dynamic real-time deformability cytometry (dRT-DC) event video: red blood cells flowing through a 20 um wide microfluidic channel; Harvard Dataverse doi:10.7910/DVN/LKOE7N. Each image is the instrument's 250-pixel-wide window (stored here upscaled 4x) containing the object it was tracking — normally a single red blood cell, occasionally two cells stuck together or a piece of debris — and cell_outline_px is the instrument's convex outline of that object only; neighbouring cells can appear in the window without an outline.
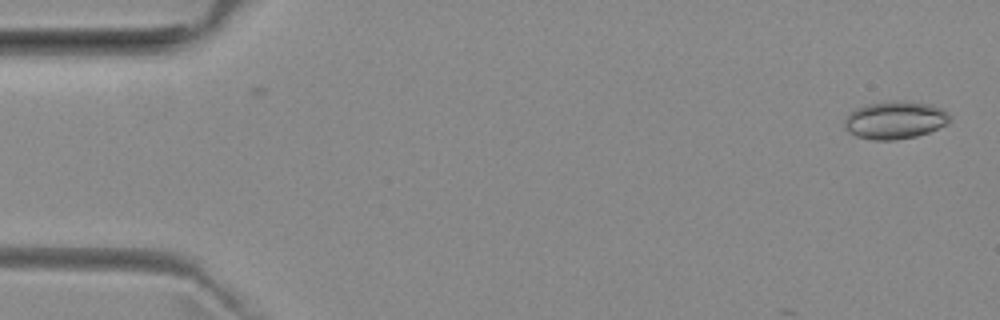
{"species": "common noctule bat (a hibernating species)", "species_latin": "Nyctalus noctula", "temperature_condition": "room temperature", "stored_images_in_passage": 4, "camera_frame_rate_fps": 3000, "um_per_image_px": 0.085, "animal": {"sex": "female", "body_mass_g": 29.2, "forearm_length_mm": 56.3}, "frame": {"image": 1, "passage_image": 1, "time_ms": 0.0, "image_size_px": [1000, 320], "cell_outline_px": [[948, 124], [928, 132], [916, 136], [896, 140], [872, 140], [856, 136], [848, 132], [844, 128], [844, 120], [848, 112], [856, 108], [868, 104], [896, 100], [904, 100], [932, 104], [948, 112]], "centroid_in_image_um": [76.04, 10.2], "position_along_channel_um": 9.0, "area_um2": 23.35}}